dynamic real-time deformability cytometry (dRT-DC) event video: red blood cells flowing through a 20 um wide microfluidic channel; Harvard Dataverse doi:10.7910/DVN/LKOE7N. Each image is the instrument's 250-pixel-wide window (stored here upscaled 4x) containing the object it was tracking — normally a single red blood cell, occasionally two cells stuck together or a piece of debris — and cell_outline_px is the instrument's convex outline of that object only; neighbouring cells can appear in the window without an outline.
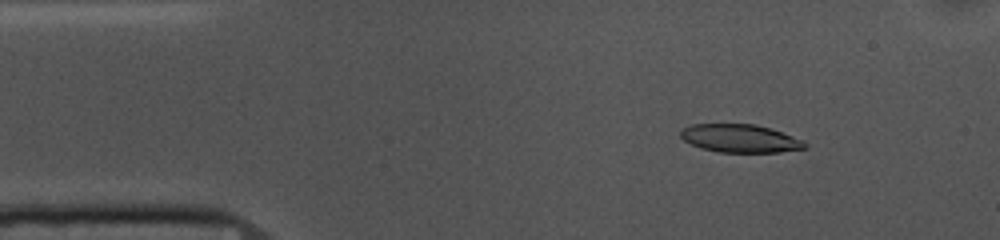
{"species": "common noctule bat (a hibernating species)", "species_latin": "Nyctalus noctula", "temperature_condition": "cold", "stored_images_in_passage": 52, "camera_frame_rate_fps": 3000, "um_per_image_px": 0.085, "animal": {"sex": "female", "body_mass_g": 10.0, "forearm_length_mm": 53.1}, "frame": {"image": 1, "passage_image": 6, "time_ms": 1.667, "image_size_px": [1000, 240], "cell_outline_px": [[808, 144], [804, 148], [780, 152], [720, 152], [700, 148], [684, 140], [680, 136], [680, 132], [684, 128], [692, 124], [756, 124], [804, 140]], "centroid_in_image_um": [62.9, 11.76], "position_along_channel_um": 22.1, "area_um2": 20.17}}
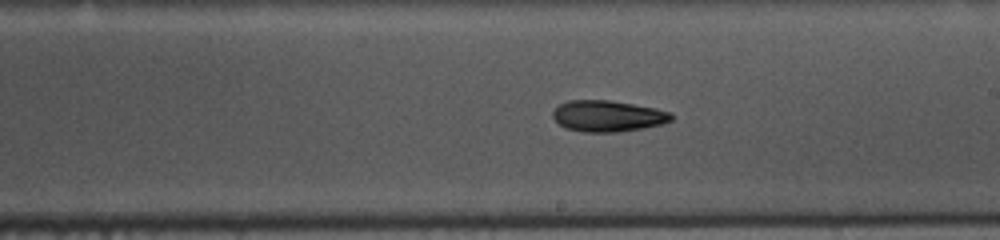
{"frame": {"image": 2, "passage_image": 28, "time_ms": 9.0, "image_size_px": [1000, 240], "cell_outline_px": [[672, 120], [664, 124], [644, 128], [620, 132], [584, 132], [568, 128], [560, 124], [552, 116], [552, 112], [560, 104], [568, 100], [608, 100], [656, 108], [672, 112]], "centroid_in_image_um": [51.7, 9.86], "position_along_channel_um": 237.3, "area_um2": 21.56}}
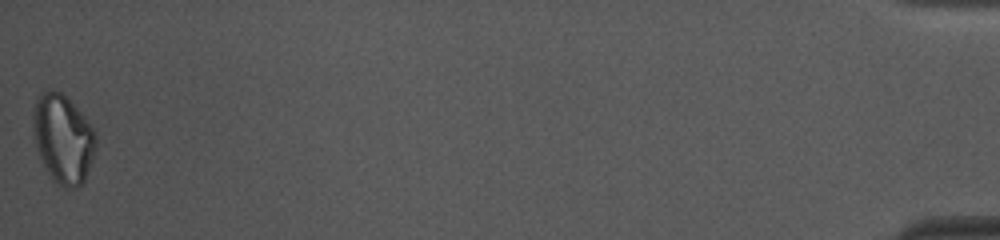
{"frame": {"image": 3, "passage_image": 52, "time_ms": 17.0, "image_size_px": [1000, 240], "cell_outline_px": [[96, 148], [84, 184], [76, 188], [64, 188], [52, 180], [36, 148], [32, 128], [32, 112], [36, 96], [40, 92], [48, 88], [60, 92], [84, 116], [96, 132]], "centroid_in_image_um": [5.34, 11.79], "position_along_channel_um": 429.9, "area_um2": 32.83}, "authors_computed_cell_mechanics": {"area_um2": 21.8484, "velocity_mm_per_s": 3.7006, "shape_relaxation_time_tau1_ms": 7.1796, "shape_relaxation_time_tau2_ms": null, "deformation_change_tau1": 0.1455, "deformation_change_tau2": null}}